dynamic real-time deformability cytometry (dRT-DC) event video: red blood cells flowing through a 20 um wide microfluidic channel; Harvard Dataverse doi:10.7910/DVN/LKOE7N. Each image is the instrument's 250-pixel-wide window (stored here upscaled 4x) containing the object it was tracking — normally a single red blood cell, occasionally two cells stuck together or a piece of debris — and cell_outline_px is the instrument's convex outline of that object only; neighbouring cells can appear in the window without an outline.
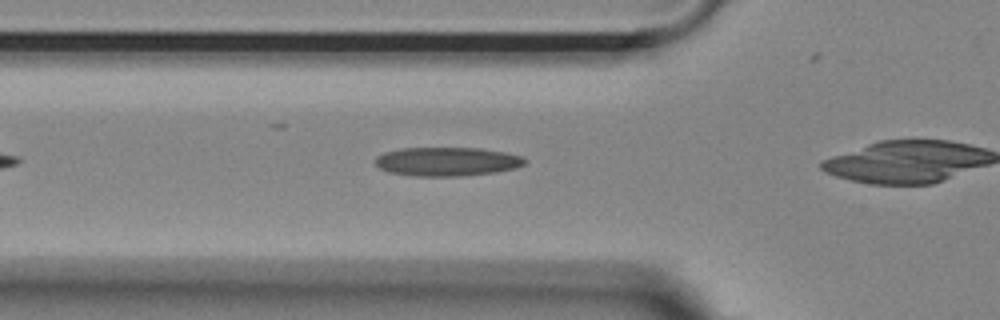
{"species": "Egyptian fruit bat (a non-hibernating species)", "species_latin": "Rousettus aegyptiacus", "temperature_condition": "room temperature", "stored_images_in_passage": 20, "camera_frame_rate_fps": 3000, "um_per_image_px": 0.085, "animal": {"sex": "female"}, "frame": {"image": 1, "passage_image": 6, "time_ms": 1.667, "image_size_px": [1000, 320], "cell_outline_px": [[528, 160], [524, 164], [516, 168], [496, 172], [464, 176], [412, 176], [388, 172], [380, 168], [376, 164], [376, 156], [384, 152], [400, 148], [480, 148], [504, 152], [524, 156]], "centroid_in_image_um": [38.02, 13.73], "position_along_channel_um": 87.8, "area_um2": 25.37}}
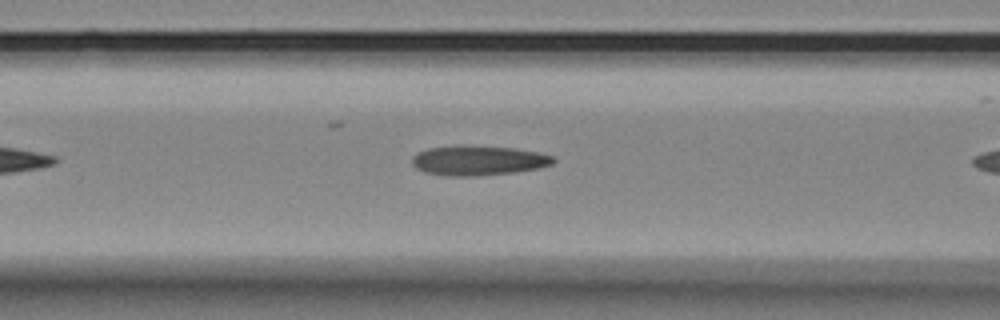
{"frame": {"image": 2, "passage_image": 9, "time_ms": 2.667, "image_size_px": [1000, 320], "cell_outline_px": [[556, 160], [552, 164], [540, 168], [516, 172], [472, 176], [448, 176], [424, 172], [416, 168], [412, 164], [412, 156], [416, 152], [428, 148], [452, 144], [464, 144], [516, 148], [540, 152], [556, 156]], "centroid_in_image_um": [40.66, 13.61], "position_along_channel_um": 125.9, "area_um2": 25.26}}
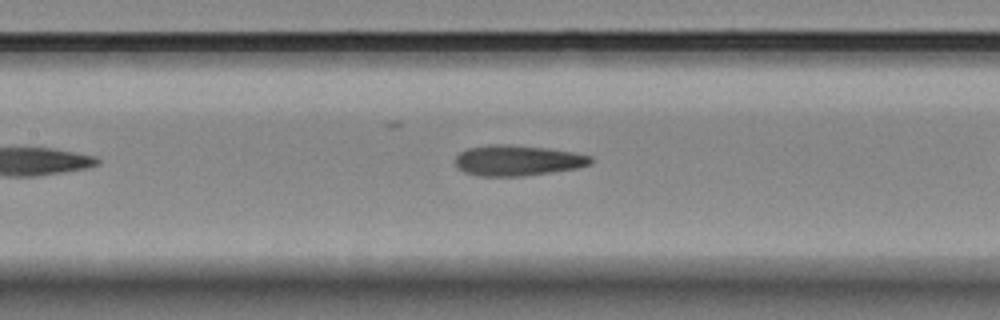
{"frame": {"image": 3, "passage_image": 12, "time_ms": 3.667, "image_size_px": [1000, 320], "cell_outline_px": [[592, 164], [576, 168], [552, 172], [524, 176], [480, 176], [464, 172], [456, 164], [456, 156], [460, 152], [468, 148], [492, 144], [504, 144], [548, 148], [572, 152], [592, 156]], "centroid_in_image_um": [44.01, 13.64], "position_along_channel_um": 163.4, "area_um2": 24.04}}